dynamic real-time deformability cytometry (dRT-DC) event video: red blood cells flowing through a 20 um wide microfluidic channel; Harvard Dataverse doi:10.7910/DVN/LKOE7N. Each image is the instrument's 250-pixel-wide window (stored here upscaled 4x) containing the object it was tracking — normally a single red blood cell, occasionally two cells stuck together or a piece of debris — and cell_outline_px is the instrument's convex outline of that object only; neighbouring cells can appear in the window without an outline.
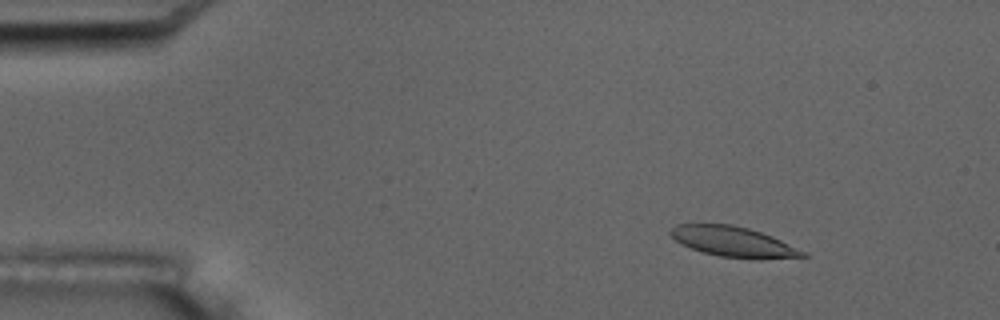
{"species": "common noctule bat (a hibernating species)", "species_latin": "Nyctalus noctula", "temperature_condition": "room temperature", "stored_images_in_passage": 5, "camera_frame_rate_fps": 3000, "um_per_image_px": 0.085, "animal": {"sex": "male", "body_mass_g": 17.5, "forearm_length_mm": 52.3}, "frame": {"image": 1, "passage_image": 3, "time_ms": 2.333, "image_size_px": [1000, 320], "cell_outline_px": [[808, 256], [720, 256], [700, 252], [680, 244], [668, 232], [676, 224], [732, 224], [748, 228], [772, 236], [808, 252]], "centroid_in_image_um": [62.22, 20.49], "position_along_channel_um": 22.8, "area_um2": 22.31}}